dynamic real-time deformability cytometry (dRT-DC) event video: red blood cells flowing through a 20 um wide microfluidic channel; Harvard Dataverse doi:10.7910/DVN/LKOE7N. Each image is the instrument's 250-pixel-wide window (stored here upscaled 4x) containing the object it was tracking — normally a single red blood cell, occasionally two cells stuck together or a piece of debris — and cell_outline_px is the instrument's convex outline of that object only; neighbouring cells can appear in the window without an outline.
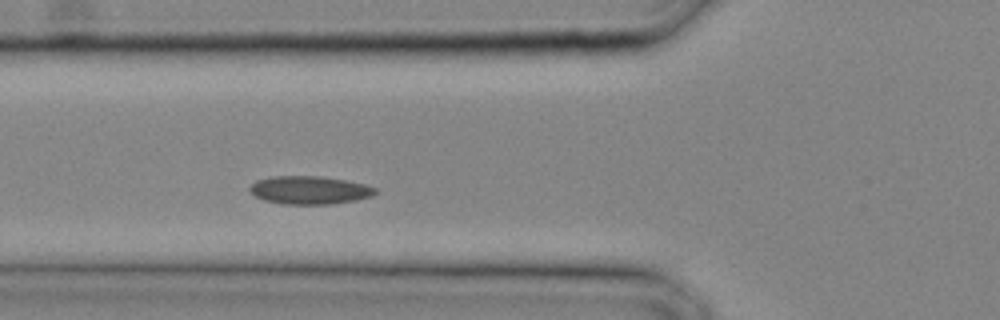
{"species": "common noctule bat (a hibernating species)", "species_latin": "Nyctalus noctula", "temperature_condition": "cold", "stored_images_in_passage": 6, "camera_frame_rate_fps": 3000, "um_per_image_px": 0.085, "animal": {"sex": "male", "body_mass_g": 20.4}, "frame": {"image": 1, "passage_image": 6, "time_ms": 1.667, "image_size_px": [1000, 320], "cell_outline_px": [[376, 192], [372, 196], [356, 200], [332, 204], [284, 204], [264, 200], [256, 196], [248, 188], [256, 180], [272, 176], [320, 176], [344, 180], [364, 184], [376, 188]], "centroid_in_image_um": [26.31, 16.16], "position_along_channel_um": 99.5, "area_um2": 20.46}}